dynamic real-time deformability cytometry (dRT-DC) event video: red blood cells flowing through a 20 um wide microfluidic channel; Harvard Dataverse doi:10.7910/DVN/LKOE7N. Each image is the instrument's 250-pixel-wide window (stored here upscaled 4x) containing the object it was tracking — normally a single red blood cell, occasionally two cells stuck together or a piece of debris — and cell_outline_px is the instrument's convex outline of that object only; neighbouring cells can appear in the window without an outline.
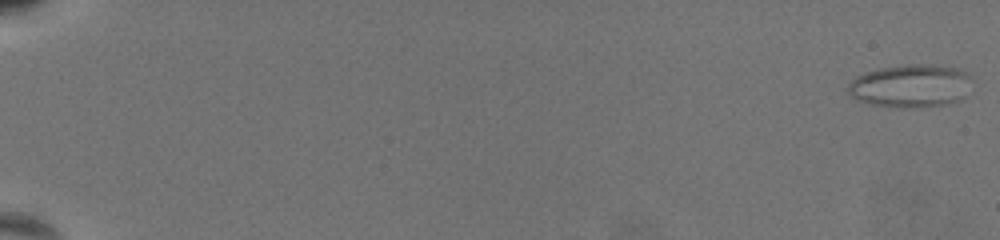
{"species": "common noctule bat (a hibernating species)", "species_latin": "Nyctalus noctula", "temperature_condition": "warm", "stored_images_in_passage": 70, "camera_frame_rate_fps": 3000, "um_per_image_px": 0.085, "animal": {"sex": "female", "body_mass_g": 19.5, "forearm_length_mm": 54.1}, "frame": {"image": 1, "passage_image": 1, "time_ms": 0.0, "image_size_px": [1000, 240], "cell_outline_px": [[972, 80], [968, 96], [960, 100], [948, 104], [920, 108], [896, 108], [872, 104], [856, 100], [844, 88], [856, 76], [880, 68], [908, 64], [924, 64], [960, 68], [972, 76]], "centroid_in_image_um": [77.45, 7.32], "position_along_channel_um": 7.5, "area_um2": 31.79}}
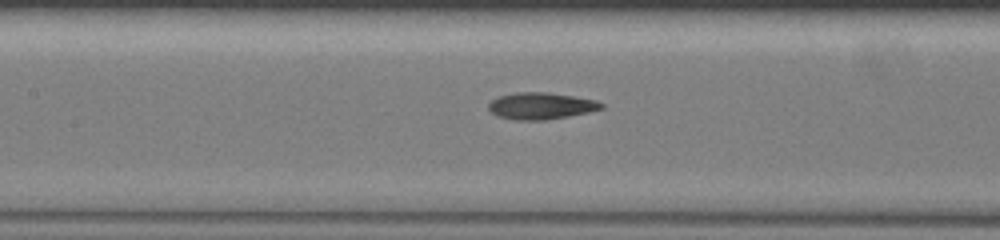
{"frame": {"image": 2, "passage_image": 37, "time_ms": 12.0, "image_size_px": [1000, 240], "cell_outline_px": [[604, 108], [588, 112], [548, 120], [512, 120], [496, 116], [488, 108], [488, 104], [492, 100], [500, 96], [516, 92], [548, 92], [596, 100], [604, 104]], "centroid_in_image_um": [45.97, 9.01], "position_along_channel_um": 161.4, "area_um2": 17.63}}
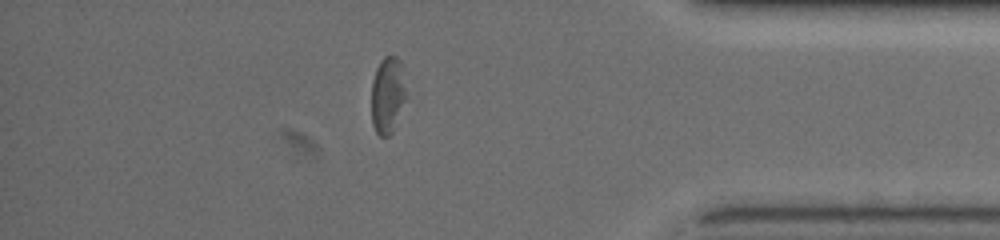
{"frame": {"image": 3, "passage_image": 62, "time_ms": 20.333, "image_size_px": [1000, 240], "cell_outline_px": [[408, 96], [392, 132], [388, 136], [380, 136], [376, 132], [372, 124], [372, 80], [376, 68], [380, 60], [384, 56], [396, 56], [400, 60], [404, 68]], "centroid_in_image_um": [32.99, 8.03], "position_along_channel_um": 402.2, "area_um2": 16.07}, "authors_computed_cell_mechanics": {"area_um2": 18.3515, "velocity_mm_per_s": 3.1524, "shape_relaxation_time_tau1_ms": 6.3067, "shape_relaxation_time_tau2_ms": 3.0105, "deformation_change_tau1": 0.1737, "deformation_change_tau2": 0.1117}}